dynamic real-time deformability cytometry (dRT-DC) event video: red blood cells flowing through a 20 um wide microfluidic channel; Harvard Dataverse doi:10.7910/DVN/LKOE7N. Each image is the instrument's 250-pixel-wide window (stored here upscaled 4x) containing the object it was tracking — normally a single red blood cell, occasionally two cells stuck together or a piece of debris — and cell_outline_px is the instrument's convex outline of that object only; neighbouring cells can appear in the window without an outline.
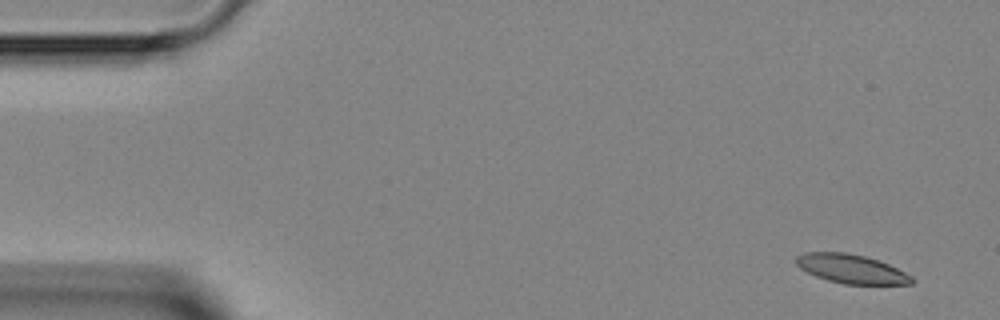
{"species": "Egyptian fruit bat (a non-hibernating species)", "species_latin": "Rousettus aegyptiacus", "temperature_condition": "room temperature", "stored_images_in_passage": 4, "camera_frame_rate_fps": 3000, "um_per_image_px": 0.085, "animal": {"sex": "female"}, "frame": {"image": 1, "passage_image": 1, "time_ms": 0.0, "image_size_px": [1000, 320], "cell_outline_px": [[916, 280], [912, 284], [844, 284], [828, 280], [816, 276], [800, 268], [796, 264], [796, 256], [804, 252], [844, 252], [864, 256], [888, 264], [912, 276]], "centroid_in_image_um": [72.36, 22.85], "position_along_channel_um": 12.6, "area_um2": 19.36}}
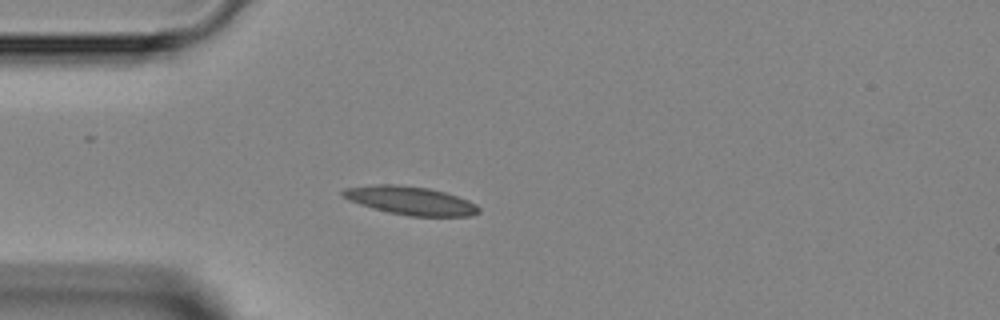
{"frame": {"image": 2, "passage_image": 4, "time_ms": 3.333, "image_size_px": [1000, 320], "cell_outline_px": [[480, 212], [472, 216], [408, 216], [388, 212], [360, 204], [344, 196], [340, 192], [344, 188], [376, 184], [396, 184], [428, 188], [444, 192], [468, 200], [476, 204], [480, 208]], "centroid_in_image_um": [34.92, 17.05], "position_along_channel_um": 50.1, "area_um2": 22.31}}